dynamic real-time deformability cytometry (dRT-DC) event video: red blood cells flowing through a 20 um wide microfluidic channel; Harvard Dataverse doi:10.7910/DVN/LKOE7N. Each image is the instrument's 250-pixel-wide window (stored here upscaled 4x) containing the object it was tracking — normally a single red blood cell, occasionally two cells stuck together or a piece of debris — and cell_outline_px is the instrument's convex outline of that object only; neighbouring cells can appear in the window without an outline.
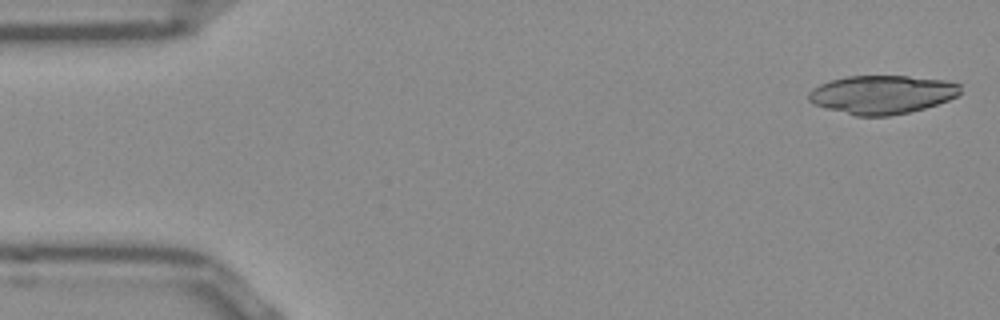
{"species": "Egyptian fruit bat (a non-hibernating species)", "species_latin": "Rousettus aegyptiacus", "temperature_condition": "room temperature", "stored_images_in_passage": 26, "camera_frame_rate_fps": 3000, "um_per_image_px": 0.085, "frame": {"image": 1, "passage_image": 1, "time_ms": 0.0, "image_size_px": [1000, 320], "cell_outline_px": [[960, 92], [956, 96], [948, 100], [924, 108], [908, 112], [888, 116], [856, 116], [828, 108], [816, 104], [808, 100], [808, 92], [812, 88], [820, 84], [832, 80], [848, 76], [908, 76], [948, 80], [960, 84]], "centroid_in_image_um": [74.98, 8.03], "position_along_channel_um": 10.0, "area_um2": 33.87}}